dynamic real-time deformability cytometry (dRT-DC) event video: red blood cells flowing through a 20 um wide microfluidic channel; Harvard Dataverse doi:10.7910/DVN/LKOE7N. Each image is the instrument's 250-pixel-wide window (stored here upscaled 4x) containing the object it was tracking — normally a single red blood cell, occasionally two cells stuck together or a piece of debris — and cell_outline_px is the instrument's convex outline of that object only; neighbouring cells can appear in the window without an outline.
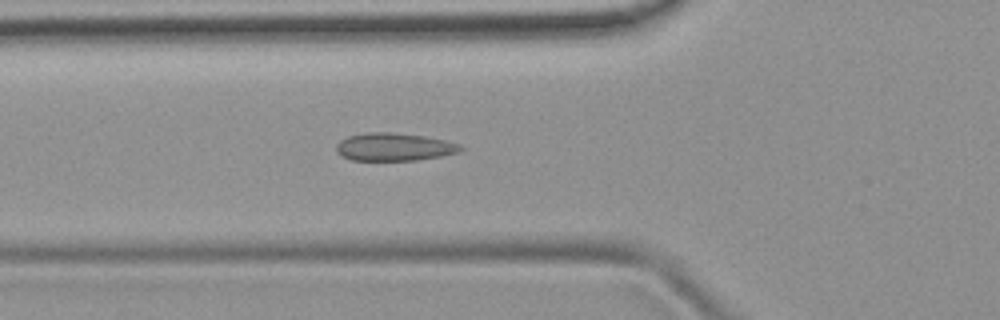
{"species": "common noctule bat (a hibernating species)", "species_latin": "Nyctalus noctula", "temperature_condition": "room temperature", "stored_images_in_passage": 43, "camera_frame_rate_fps": 3000, "um_per_image_px": 0.085, "animal": {"sex": "female", "body_mass_g": 19.9}, "frame": {"image": 1, "passage_image": 11, "time_ms": 3.333, "image_size_px": [1000, 320], "cell_outline_px": [[464, 148], [460, 152], [440, 156], [416, 160], [352, 160], [340, 156], [336, 152], [336, 144], [340, 140], [348, 136], [368, 132], [388, 132], [424, 136], [444, 140], [460, 144]], "centroid_in_image_um": [33.47, 12.49], "position_along_channel_um": 92.3, "area_um2": 20.17}}
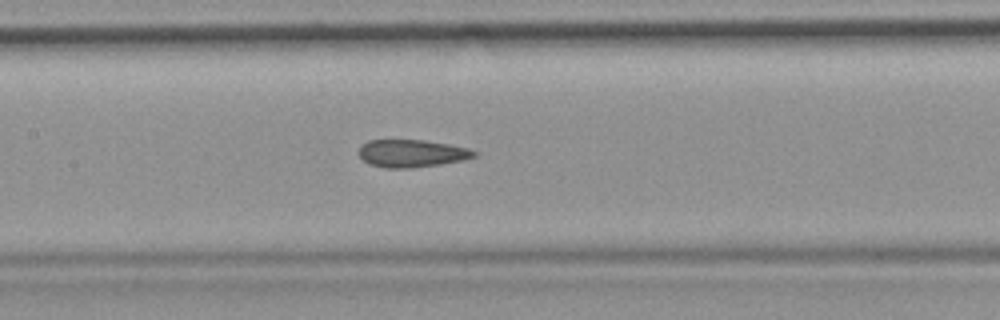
{"frame": {"image": 2, "passage_image": 17, "time_ms": 5.333, "image_size_px": [1000, 320], "cell_outline_px": [[476, 156], [464, 160], [440, 164], [408, 168], [384, 168], [368, 164], [360, 156], [360, 148], [368, 140], [424, 140], [448, 144], [468, 148], [476, 152]], "centroid_in_image_um": [35.0, 13.04], "position_along_channel_um": 172.4, "area_um2": 18.38}}
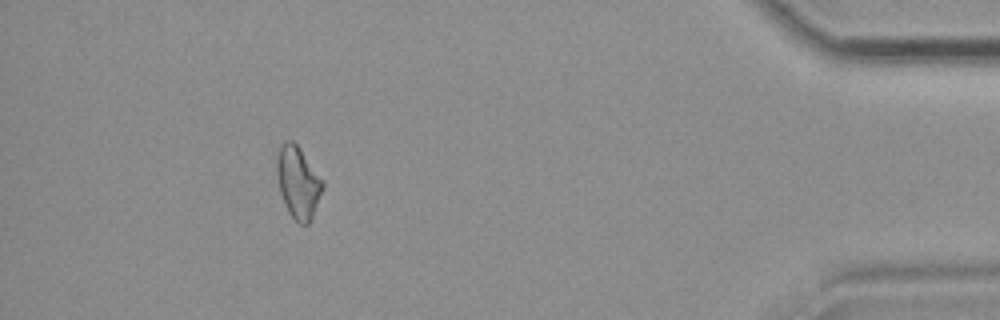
{"frame": {"image": 3, "passage_image": 39, "time_ms": 12.667, "image_size_px": [1000, 320], "cell_outline_px": [[324, 188], [312, 216], [308, 224], [300, 224], [288, 212], [284, 204], [280, 192], [276, 176], [276, 156], [280, 144], [284, 140], [292, 140], [300, 148], [324, 180]], "centroid_in_image_um": [25.32, 15.45], "position_along_channel_um": 409.9, "area_um2": 19.48}, "authors_computed_cell_mechanics": {"area_um2": 19.2474, "velocity_mm_per_s": 3.9839, "shape_relaxation_time_tau1_ms": null, "shape_relaxation_time_tau2_ms": 2.517, "deformation_change_tau1": null, "deformation_change_tau2": 0.0812}}